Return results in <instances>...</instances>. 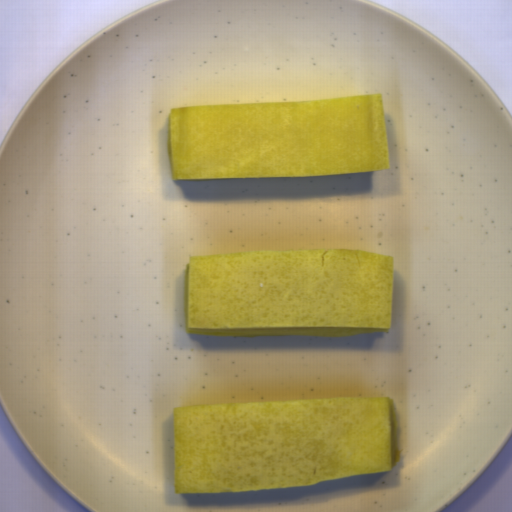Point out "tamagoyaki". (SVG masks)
<instances>
[{
	"mask_svg": "<svg viewBox=\"0 0 512 512\" xmlns=\"http://www.w3.org/2000/svg\"><path fill=\"white\" fill-rule=\"evenodd\" d=\"M173 491L250 492L392 472L390 398L174 408Z\"/></svg>",
	"mask_w": 512,
	"mask_h": 512,
	"instance_id": "obj_1",
	"label": "tamagoyaki"
},
{
	"mask_svg": "<svg viewBox=\"0 0 512 512\" xmlns=\"http://www.w3.org/2000/svg\"><path fill=\"white\" fill-rule=\"evenodd\" d=\"M394 256L349 248L188 257L185 330L336 338L388 333Z\"/></svg>",
	"mask_w": 512,
	"mask_h": 512,
	"instance_id": "obj_2",
	"label": "tamagoyaki"
},
{
	"mask_svg": "<svg viewBox=\"0 0 512 512\" xmlns=\"http://www.w3.org/2000/svg\"><path fill=\"white\" fill-rule=\"evenodd\" d=\"M174 181L390 170L383 94L169 111Z\"/></svg>",
	"mask_w": 512,
	"mask_h": 512,
	"instance_id": "obj_3",
	"label": "tamagoyaki"
}]
</instances>
